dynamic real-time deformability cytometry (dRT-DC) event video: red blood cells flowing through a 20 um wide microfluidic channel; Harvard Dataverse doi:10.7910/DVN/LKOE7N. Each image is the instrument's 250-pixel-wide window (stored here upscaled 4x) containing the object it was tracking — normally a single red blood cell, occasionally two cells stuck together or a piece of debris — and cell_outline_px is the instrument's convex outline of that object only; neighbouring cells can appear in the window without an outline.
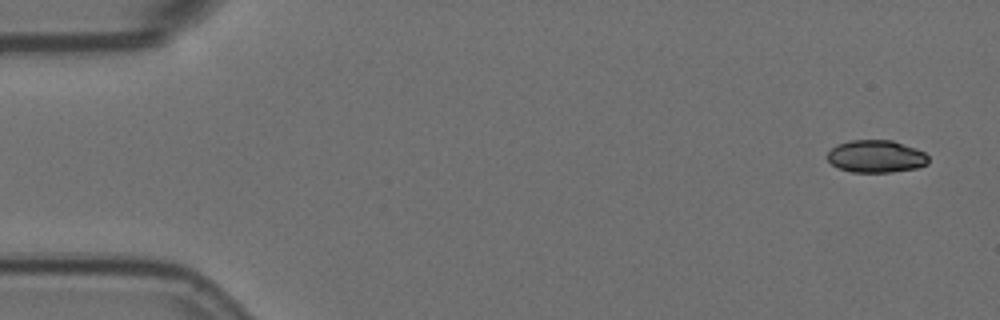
{"species": "Egyptian fruit bat (a non-hibernating species)", "species_latin": "Rousettus aegyptiacus", "temperature_condition": "room temperature", "stored_images_in_passage": 2, "camera_frame_rate_fps": 3000, "um_per_image_px": 0.085, "animal": {"sex": "female"}, "frame": {"image": 1, "passage_image": 1, "time_ms": 0.0, "image_size_px": [1000, 320], "cell_outline_px": [[928, 164], [916, 168], [892, 172], [852, 172], [840, 168], [832, 164], [828, 160], [828, 152], [836, 144], [848, 140], [892, 140], [916, 148], [924, 152], [928, 156]], "centroid_in_image_um": [74.47, 13.28], "position_along_channel_um": 10.5, "area_um2": 19.13}}